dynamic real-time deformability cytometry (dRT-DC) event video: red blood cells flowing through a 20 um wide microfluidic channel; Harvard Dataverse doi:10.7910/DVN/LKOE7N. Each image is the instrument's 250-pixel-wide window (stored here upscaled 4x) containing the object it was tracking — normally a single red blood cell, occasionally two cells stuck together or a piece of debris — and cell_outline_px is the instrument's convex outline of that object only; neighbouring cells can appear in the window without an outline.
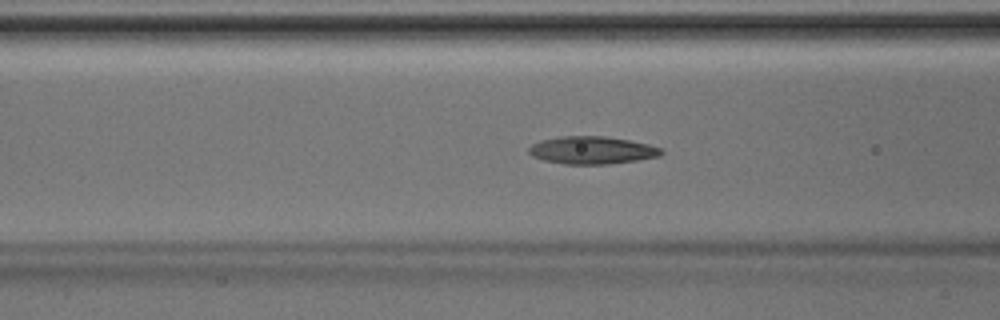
{"species": "Egyptian fruit bat (a non-hibernating species)", "species_latin": "Rousettus aegyptiacus", "temperature_condition": "room temperature", "stored_images_in_passage": 47, "segment_of_instrument_passage": [1, 2], "camera_frame_rate_fps": 3000, "um_per_image_px": 0.085, "animal": {"sex": "male"}, "frame": {"image": 1, "passage_image": 18, "time_ms": 5.667, "image_size_px": [1000, 320], "cell_outline_px": [[664, 152], [660, 156], [636, 160], [608, 164], [564, 164], [544, 160], [532, 156], [528, 152], [528, 148], [532, 144], [540, 140], [560, 136], [604, 136], [628, 140], [648, 144], [660, 148]], "centroid_in_image_um": [50.29, 12.76], "position_along_channel_um": 116.3, "area_um2": 21.27}}
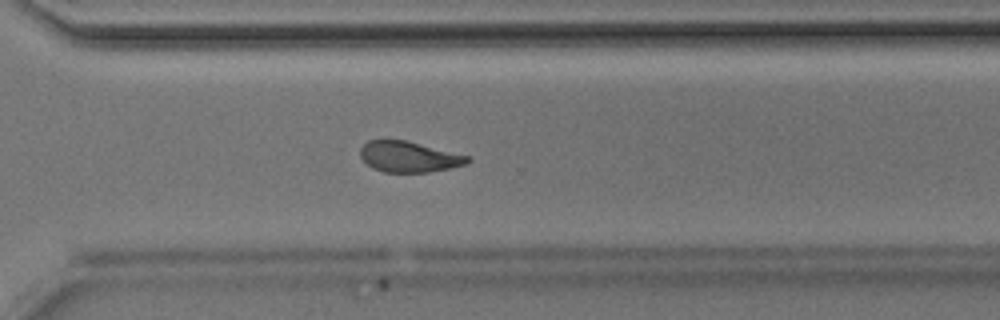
{"frame": {"image": 2, "passage_image": 33, "time_ms": 10.667, "image_size_px": [1000, 320], "cell_outline_px": [[472, 160], [468, 164], [452, 168], [428, 172], [384, 172], [372, 168], [360, 156], [360, 148], [368, 140], [404, 140], [472, 156]], "centroid_in_image_um": [34.82, 13.33], "position_along_channel_um": 335.8, "area_um2": 19.36}}
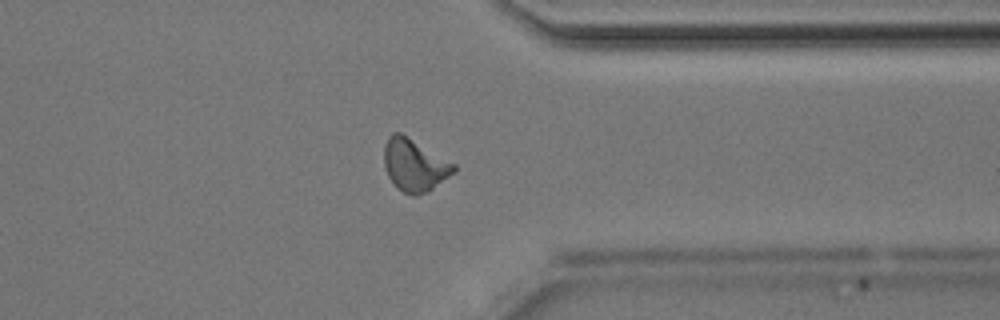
{"frame": {"image": 3, "passage_image": 36, "time_ms": 11.667, "image_size_px": [1000, 320], "cell_outline_px": [[456, 172], [428, 192], [416, 196], [412, 196], [396, 188], [388, 176], [384, 164], [384, 144], [388, 136], [392, 132], [400, 132], [456, 164]], "centroid_in_image_um": [35.24, 14.04], "position_along_channel_um": 376.2, "area_um2": 21.5}}